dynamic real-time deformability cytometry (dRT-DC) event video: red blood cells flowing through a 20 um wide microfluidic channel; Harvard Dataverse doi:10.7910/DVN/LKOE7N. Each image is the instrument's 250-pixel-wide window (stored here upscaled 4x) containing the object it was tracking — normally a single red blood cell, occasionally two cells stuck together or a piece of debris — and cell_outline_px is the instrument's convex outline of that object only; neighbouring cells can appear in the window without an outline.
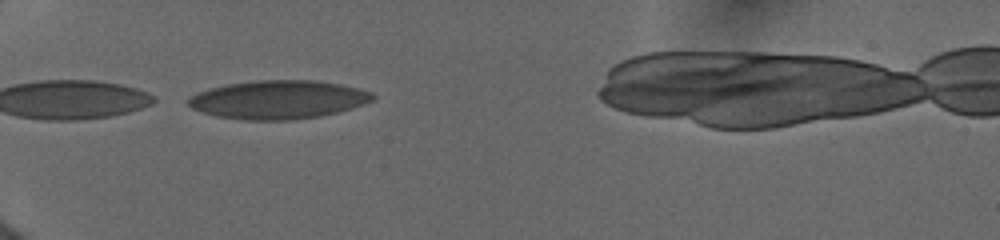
{"species": "human", "species_latin": "Homo sapiens", "temperature_condition": "cold", "stored_images_in_passage": 32, "camera_frame_rate_fps": 3000, "um_per_image_px": 0.085, "donor": {"sex": "female"}, "frame": {"image": 1, "passage_image": 1, "time_ms": 0.0, "image_size_px": [1000, 240], "cell_outline_px": [[376, 96], [372, 100], [364, 104], [352, 108], [320, 116], [292, 120], [244, 120], [216, 116], [192, 108], [188, 104], [188, 96], [196, 92], [228, 84], [256, 80], [316, 80], [340, 84], [372, 92]], "centroid_in_image_um": [23.65, 8.47], "position_along_channel_um": 61.4, "area_um2": 41.33}}
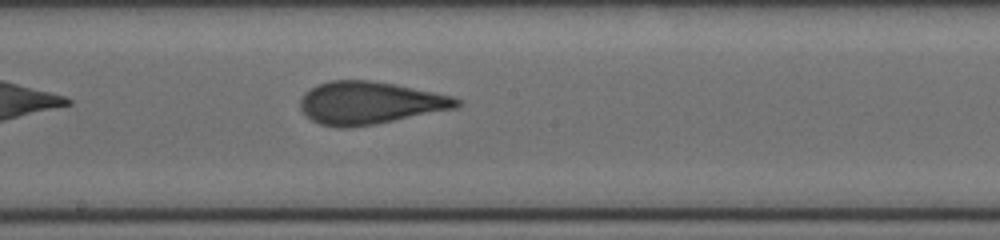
{"frame": {"image": 2, "passage_image": 14, "time_ms": 4.333, "image_size_px": [1000, 240], "cell_outline_px": [[464, 100], [456, 108], [376, 124], [348, 128], [340, 128], [320, 124], [312, 120], [300, 108], [300, 100], [304, 92], [316, 84], [328, 80], [368, 80], [396, 84], [452, 96]], "centroid_in_image_um": [31.42, 8.74], "position_along_channel_um": 216.8, "area_um2": 38.96}}
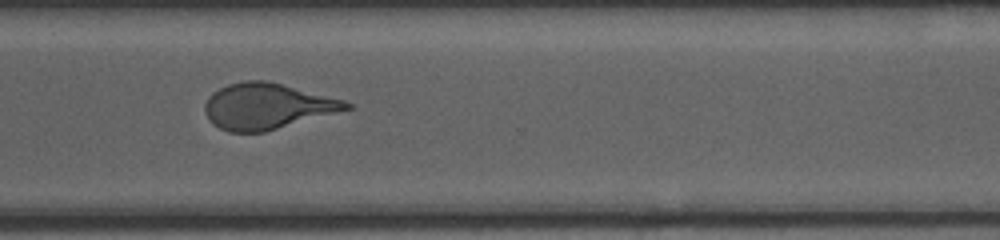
{"frame": {"image": 3, "passage_image": 24, "time_ms": 7.667, "image_size_px": [1000, 240], "cell_outline_px": [[352, 108], [264, 132], [228, 132], [212, 124], [208, 120], [204, 112], [204, 104], [208, 96], [212, 92], [228, 84], [244, 80], [264, 80], [344, 100], [352, 104]], "centroid_in_image_um": [22.63, 9.03], "position_along_channel_um": 348.0, "area_um2": 37.57}}